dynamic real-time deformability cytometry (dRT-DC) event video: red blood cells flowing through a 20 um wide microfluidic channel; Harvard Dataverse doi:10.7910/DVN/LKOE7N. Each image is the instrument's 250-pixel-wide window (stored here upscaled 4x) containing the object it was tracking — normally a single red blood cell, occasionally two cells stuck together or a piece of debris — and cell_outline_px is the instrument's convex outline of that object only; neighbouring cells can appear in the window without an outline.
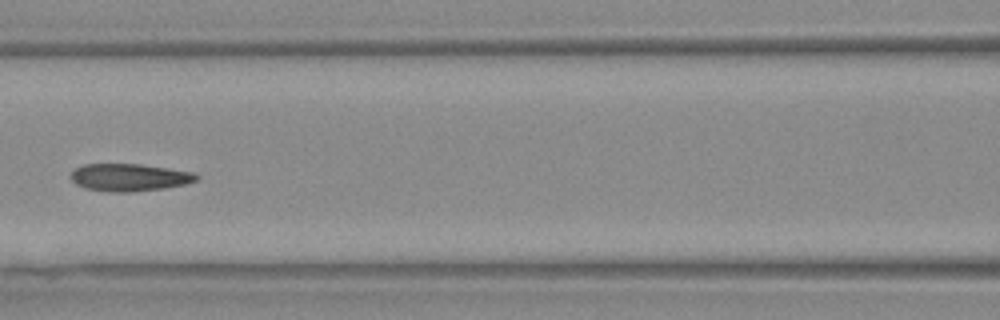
{"species": "Egyptian fruit bat (a non-hibernating species)", "species_latin": "Rousettus aegyptiacus", "temperature_condition": "warm", "stored_images_in_passage": 8, "camera_frame_rate_fps": 3000, "um_per_image_px": 0.085, "animal": {"sex": "female"}, "frame": {"image": 1, "passage_image": 7, "time_ms": 2.0, "image_size_px": [1000, 320], "cell_outline_px": [[200, 176], [196, 180], [188, 184], [164, 188], [132, 192], [108, 192], [84, 188], [76, 184], [68, 176], [76, 168], [84, 164], [140, 164], [196, 172]], "centroid_in_image_um": [11.01, 15.08], "position_along_channel_um": 155.6, "area_um2": 20.35}}
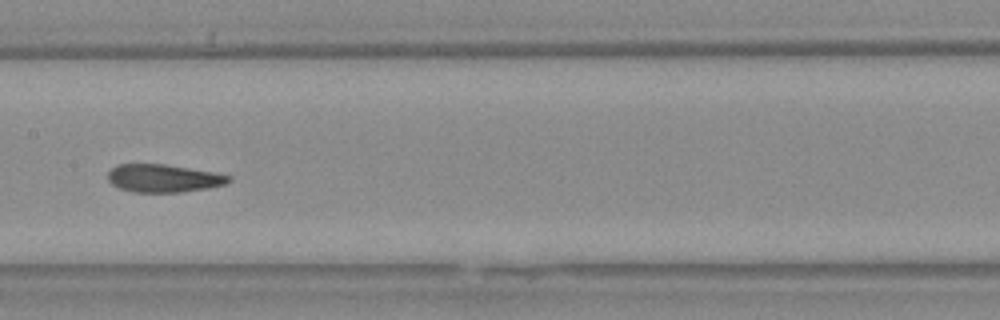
{"frame": {"image": 2, "passage_image": 8, "time_ms": 2.333, "image_size_px": [1000, 320], "cell_outline_px": [[232, 180], [224, 184], [208, 188], [180, 192], [132, 192], [120, 188], [112, 184], [108, 180], [108, 172], [116, 164], [164, 164], [216, 172], [232, 176]], "centroid_in_image_um": [13.91, 15.15], "position_along_channel_um": 193.5, "area_um2": 19.71}}